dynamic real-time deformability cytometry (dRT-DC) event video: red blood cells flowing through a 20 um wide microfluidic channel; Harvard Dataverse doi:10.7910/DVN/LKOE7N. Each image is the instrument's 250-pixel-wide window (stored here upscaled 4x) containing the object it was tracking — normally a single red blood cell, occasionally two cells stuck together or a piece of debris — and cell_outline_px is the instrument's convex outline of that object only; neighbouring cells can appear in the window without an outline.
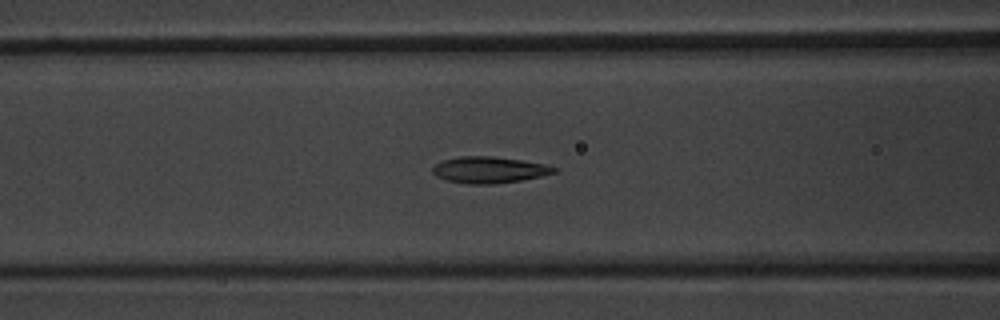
{"species": "common noctule bat (a hibernating species)", "species_latin": "Nyctalus noctula", "temperature_condition": "warm", "stored_images_in_passage": 52, "camera_frame_rate_fps": 3000, "um_per_image_px": 0.085, "animal": {"sex": "male", "body_mass_g": 20.1, "forearm_length_mm": 53.5}, "frame": {"image": 1, "passage_image": 21, "time_ms": 6.667, "image_size_px": [1000, 320], "cell_outline_px": [[556, 172], [540, 176], [520, 180], [492, 184], [468, 184], [448, 180], [436, 176], [432, 172], [432, 168], [436, 164], [444, 160], [460, 156], [492, 156], [520, 160], [544, 164], [556, 168]], "centroid_in_image_um": [41.55, 14.43], "position_along_channel_um": 125.1, "area_um2": 18.38}}
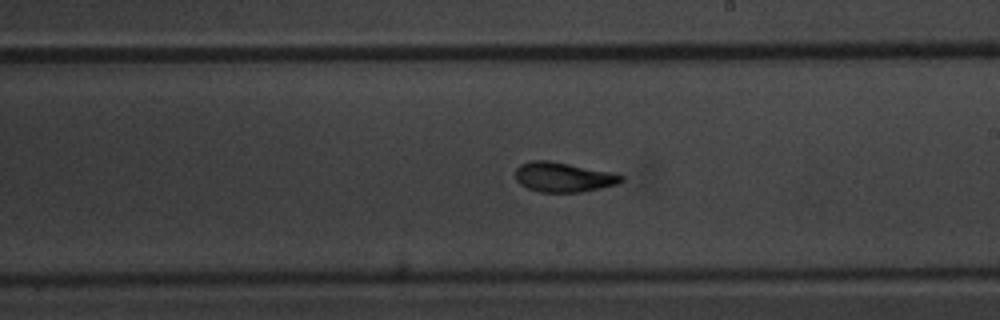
{"frame": {"image": 2, "passage_image": 30, "time_ms": 9.667, "image_size_px": [1000, 320], "cell_outline_px": [[624, 180], [616, 184], [600, 188], [580, 192], [540, 192], [528, 188], [520, 184], [516, 180], [516, 168], [520, 164], [532, 160], [548, 160], [608, 172], [624, 176]], "centroid_in_image_um": [47.84, 15.06], "position_along_channel_um": 241.2, "area_um2": 18.03}}
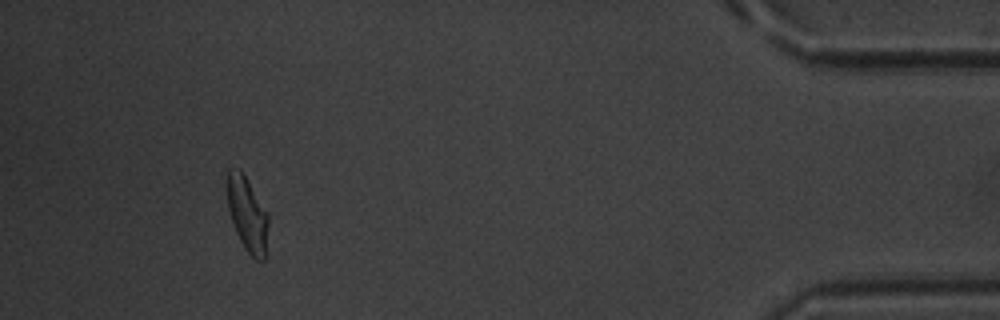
{"frame": {"image": 3, "passage_image": 48, "time_ms": 15.667, "image_size_px": [1000, 320], "cell_outline_px": [[268, 224], [264, 260], [256, 260], [244, 248], [236, 232], [228, 208], [228, 168], [240, 168], [268, 212]], "centroid_in_image_um": [21.03, 18.19], "position_along_channel_um": 414.2, "area_um2": 17.63}, "authors_computed_cell_mechanics": {"area_um2": 18.4671, "velocity_mm_per_s": 3.8748, "shape_relaxation_time_tau1_ms": 3.3636, "shape_relaxation_time_tau2_ms": 1.2887, "deformation_change_tau1": 0.1539, "deformation_change_tau2": 0.067}}